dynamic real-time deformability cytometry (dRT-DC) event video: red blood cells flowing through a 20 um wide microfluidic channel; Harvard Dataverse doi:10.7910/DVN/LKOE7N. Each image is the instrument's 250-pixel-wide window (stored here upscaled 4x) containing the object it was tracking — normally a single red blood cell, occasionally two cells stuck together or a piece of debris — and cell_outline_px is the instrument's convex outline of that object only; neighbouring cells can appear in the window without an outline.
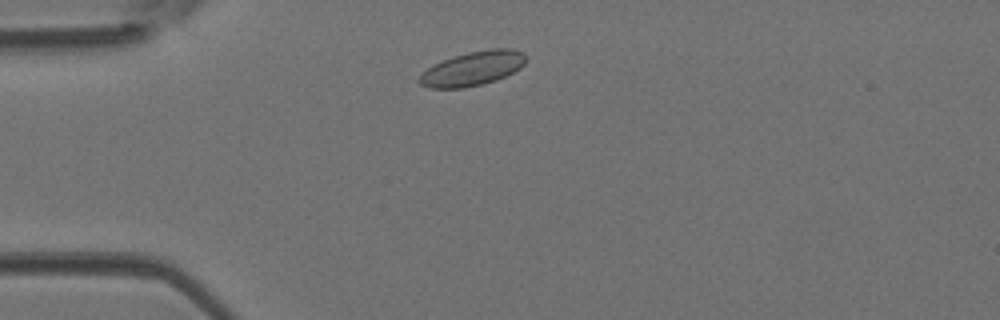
{"species": "Egyptian fruit bat (a non-hibernating species)", "species_latin": "Rousettus aegyptiacus", "temperature_condition": "room temperature", "stored_images_in_passage": 39, "camera_frame_rate_fps": 3000, "um_per_image_px": 0.085, "animal": {"sex": "female"}, "frame": {"image": 1, "passage_image": 4, "time_ms": 1.0, "image_size_px": [1000, 320], "cell_outline_px": [[528, 60], [520, 68], [496, 80], [464, 88], [428, 88], [420, 84], [416, 80], [432, 64], [468, 52], [492, 48], [512, 48], [524, 52], [528, 56]], "centroid_in_image_um": [40.21, 5.81], "position_along_channel_um": 44.8, "area_um2": 21.27}}
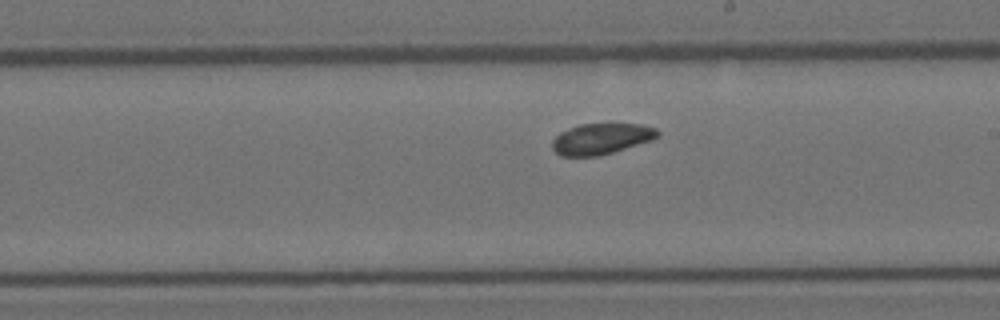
{"frame": {"image": 2, "passage_image": 19, "time_ms": 6.0, "image_size_px": [1000, 320], "cell_outline_px": [[660, 132], [652, 140], [600, 156], [560, 156], [552, 148], [552, 140], [560, 132], [580, 124], [640, 124], [656, 128]], "centroid_in_image_um": [51.09, 11.8], "position_along_channel_um": 237.9, "area_um2": 18.9}}
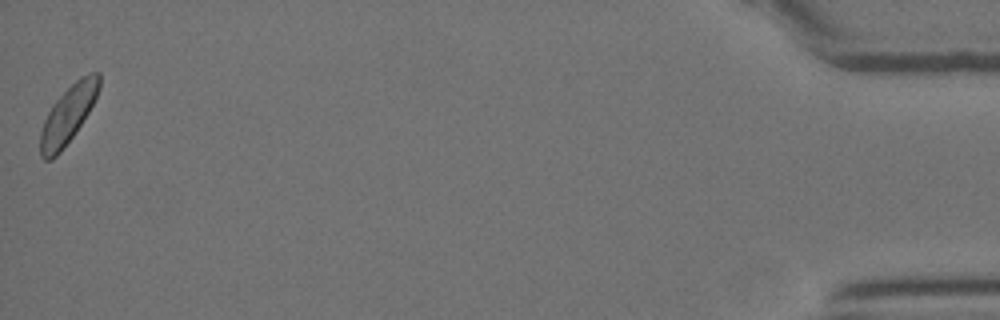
{"frame": {"image": 3, "passage_image": 39, "time_ms": 12.667, "image_size_px": [1000, 320], "cell_outline_px": [[100, 88], [88, 112], [72, 136], [60, 152], [52, 160], [44, 160], [40, 156], [40, 132], [44, 120], [52, 104], [76, 80], [88, 72], [100, 72]], "centroid_in_image_um": [5.76, 9.74], "position_along_channel_um": 429.4, "area_um2": 19.42}}